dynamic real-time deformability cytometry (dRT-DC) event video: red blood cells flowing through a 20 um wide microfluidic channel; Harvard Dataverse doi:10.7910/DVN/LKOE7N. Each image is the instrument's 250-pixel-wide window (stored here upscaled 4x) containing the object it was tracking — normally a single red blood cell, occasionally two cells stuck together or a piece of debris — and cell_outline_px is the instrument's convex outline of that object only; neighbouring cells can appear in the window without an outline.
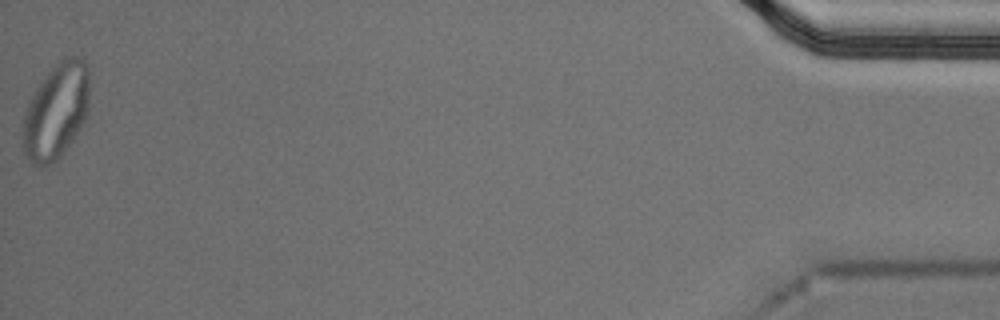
{"species": "Egyptian fruit bat (a non-hibernating species)", "species_latin": "Rousettus aegyptiacus", "temperature_condition": "cold", "stored_images_in_passage": 52, "segment_of_instrument_passage": [2, 2], "camera_frame_rate_fps": 3000, "um_per_image_px": 0.085, "animal": {"sex": "male"}, "frame": {"image": 1, "passage_image": 52, "time_ms": 17.0, "image_size_px": [1000, 320], "cell_outline_px": [[88, 112], [80, 128], [64, 152], [56, 160], [40, 168], [32, 164], [24, 152], [24, 116], [28, 104], [36, 88], [44, 76], [60, 60], [68, 56], [80, 56], [88, 64]], "centroid_in_image_um": [4.79, 9.43], "position_along_channel_um": 430.4, "area_um2": 36.82}}